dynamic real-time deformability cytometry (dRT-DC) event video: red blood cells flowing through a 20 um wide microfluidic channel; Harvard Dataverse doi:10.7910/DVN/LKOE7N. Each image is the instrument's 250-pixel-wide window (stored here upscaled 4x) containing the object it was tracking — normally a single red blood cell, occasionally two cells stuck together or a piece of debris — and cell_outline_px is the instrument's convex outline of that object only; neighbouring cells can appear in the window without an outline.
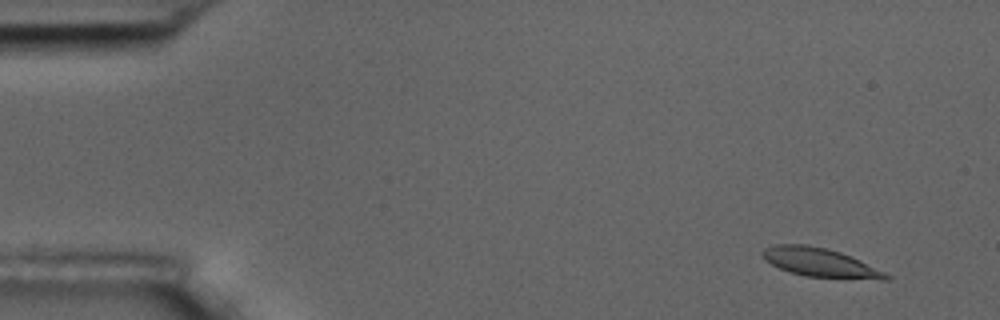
{"species": "common noctule bat (a hibernating species)", "species_latin": "Nyctalus noctula", "temperature_condition": "room temperature", "stored_images_in_passage": 8, "camera_frame_rate_fps": 3000, "um_per_image_px": 0.085, "animal": {"sex": "male", "body_mass_g": 17.5, "forearm_length_mm": 52.3}, "frame": {"image": 1, "passage_image": 2, "time_ms": 1.333, "image_size_px": [1000, 320], "cell_outline_px": [[892, 276], [888, 280], [880, 280], [808, 276], [788, 272], [764, 260], [760, 252], [764, 248], [776, 244], [808, 244], [840, 252], [852, 256]], "centroid_in_image_um": [69.69, 22.31], "position_along_channel_um": 15.3, "area_um2": 20.75}}
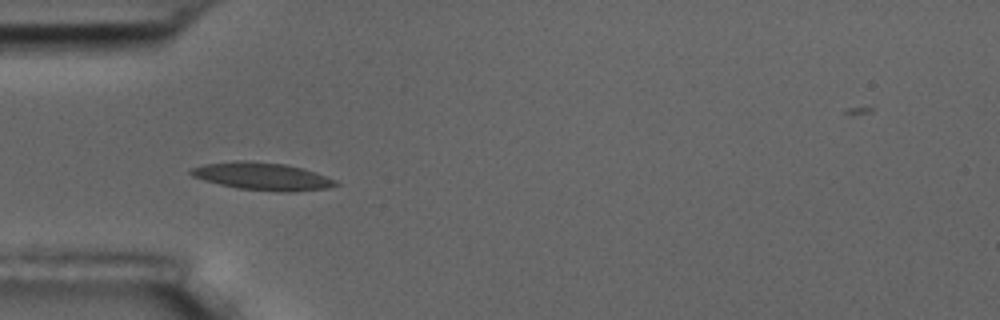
{"frame": {"image": 2, "passage_image": 6, "time_ms": 5.667, "image_size_px": [1000, 320], "cell_outline_px": [[340, 184], [328, 188], [292, 192], [280, 192], [236, 188], [204, 180], [192, 176], [188, 172], [188, 168], [204, 164], [236, 160], [248, 160], [284, 164], [304, 168], [336, 180]], "centroid_in_image_um": [22.27, 14.98], "position_along_channel_um": 62.7, "area_um2": 23.47}}